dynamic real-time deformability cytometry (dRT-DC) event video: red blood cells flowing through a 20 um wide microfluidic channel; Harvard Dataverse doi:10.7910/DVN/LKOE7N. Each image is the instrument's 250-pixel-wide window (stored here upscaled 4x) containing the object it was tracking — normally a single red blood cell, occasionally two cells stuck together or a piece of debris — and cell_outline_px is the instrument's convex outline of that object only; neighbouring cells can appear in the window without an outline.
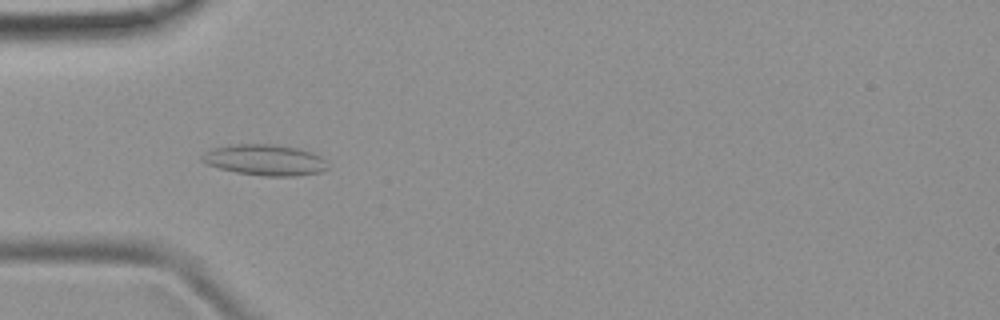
{"species": "common noctule bat (a hibernating species)", "species_latin": "Nyctalus noctula", "temperature_condition": "room temperature", "stored_images_in_passage": 5, "camera_frame_rate_fps": 3000, "um_per_image_px": 0.085, "animal": {"sex": "female", "body_mass_g": 19.9}, "frame": {"image": 1, "passage_image": 2, "time_ms": 1.0, "image_size_px": [1000, 320], "cell_outline_px": [[328, 168], [324, 172], [296, 176], [264, 176], [236, 172], [204, 164], [200, 160], [200, 156], [204, 152], [212, 148], [228, 144], [276, 144], [296, 148], [312, 152], [320, 156], [324, 160]], "centroid_in_image_um": [22.48, 13.59], "position_along_channel_um": 62.5, "area_um2": 22.95}}
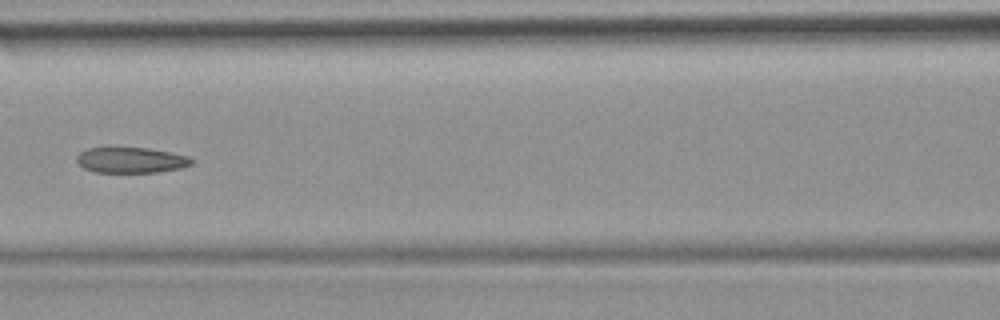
{"frame": {"image": 2, "passage_image": 4, "time_ms": 3.333, "image_size_px": [1000, 320], "cell_outline_px": [[196, 160], [192, 164], [180, 168], [156, 172], [92, 172], [84, 168], [76, 160], [76, 156], [80, 152], [88, 148], [108, 144], [112, 144], [148, 148], [188, 156]], "centroid_in_image_um": [11.07, 13.55], "position_along_channel_um": 155.5, "area_um2": 17.98}}
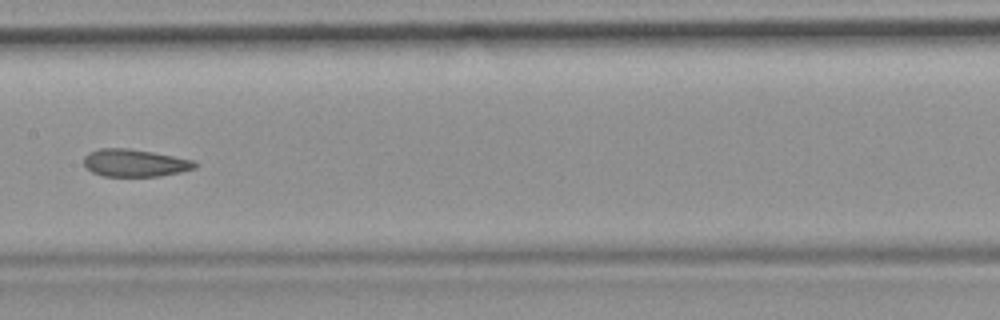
{"frame": {"image": 3, "passage_image": 5, "time_ms": 4.333, "image_size_px": [1000, 320], "cell_outline_px": [[200, 164], [196, 168], [180, 172], [160, 176], [104, 176], [92, 172], [84, 168], [84, 156], [88, 152], [100, 148], [128, 148], [152, 152], [196, 160]], "centroid_in_image_um": [11.47, 13.85], "position_along_channel_um": 195.9, "area_um2": 18.03}}